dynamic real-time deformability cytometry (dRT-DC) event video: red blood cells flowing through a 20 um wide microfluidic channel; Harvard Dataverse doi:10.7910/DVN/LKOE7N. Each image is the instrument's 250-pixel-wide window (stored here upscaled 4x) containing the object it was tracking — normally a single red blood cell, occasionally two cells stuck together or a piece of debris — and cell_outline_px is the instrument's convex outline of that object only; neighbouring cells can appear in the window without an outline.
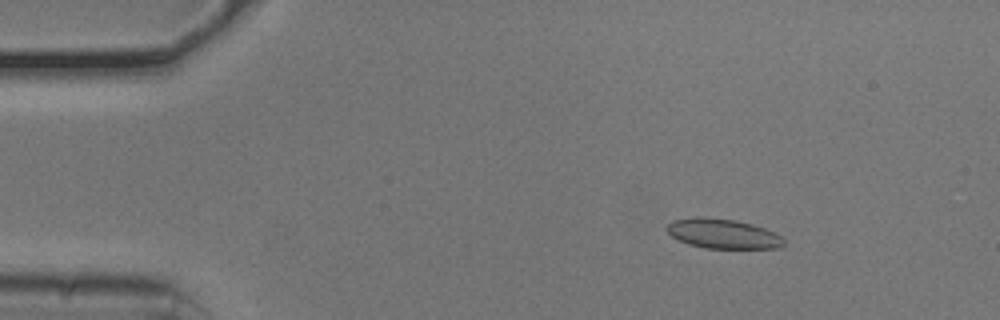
{"species": "common noctule bat (a hibernating species)", "species_latin": "Nyctalus noctula", "temperature_condition": "cold", "stored_images_in_passage": 53, "camera_frame_rate_fps": 3000, "um_per_image_px": 0.085, "animal": {"sex": "male", "body_mass_g": 20.5, "forearm_length_mm": 52.5}, "frame": {"image": 1, "passage_image": 7, "time_ms": 2.0, "image_size_px": [1000, 320], "cell_outline_px": [[784, 244], [780, 248], [704, 248], [688, 244], [672, 236], [664, 228], [672, 220], [736, 220], [752, 224], [764, 228], [780, 236], [784, 240]], "centroid_in_image_um": [61.49, 19.92], "position_along_channel_um": 23.5, "area_um2": 19.25}}
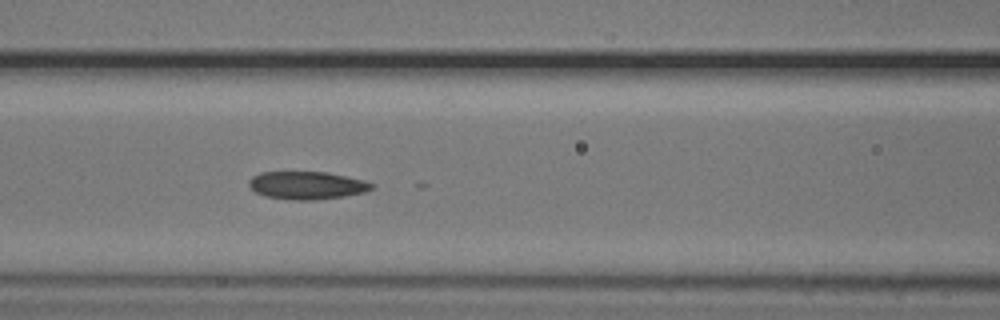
{"frame": {"image": 2, "passage_image": 22, "time_ms": 7.0, "image_size_px": [1000, 320], "cell_outline_px": [[376, 188], [364, 192], [344, 196], [316, 200], [292, 200], [264, 196], [256, 192], [248, 184], [248, 180], [252, 176], [260, 172], [328, 172], [364, 180], [376, 184]], "centroid_in_image_um": [26.11, 15.75], "position_along_channel_um": 140.5, "area_um2": 20.11}}
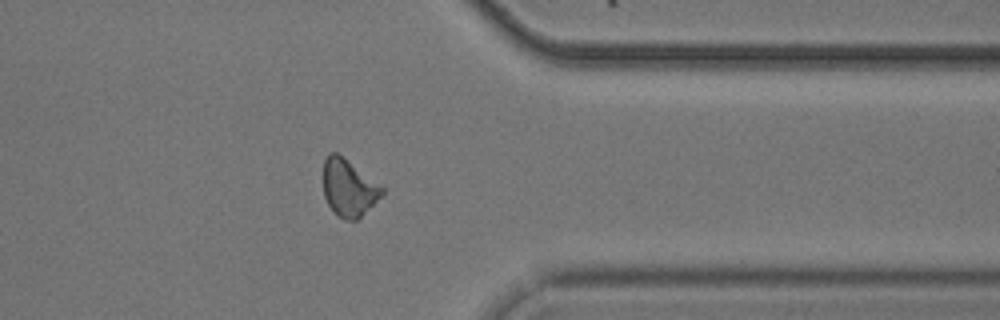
{"frame": {"image": 3, "passage_image": 42, "time_ms": 13.667, "image_size_px": [1000, 320], "cell_outline_px": [[384, 192], [356, 220], [344, 220], [336, 216], [328, 204], [324, 196], [324, 160], [328, 152], [336, 152], [384, 184]], "centroid_in_image_um": [29.65, 15.94], "position_along_channel_um": 381.7, "area_um2": 19.71}, "authors_computed_cell_mechanics": {"area_um2": 19.9988, "velocity_mm_per_s": 3.7639, "shape_relaxation_time_tau1_ms": null, "shape_relaxation_time_tau2_ms": 7.6974, "deformation_change_tau1": null, "deformation_change_tau2": 0.1401}}